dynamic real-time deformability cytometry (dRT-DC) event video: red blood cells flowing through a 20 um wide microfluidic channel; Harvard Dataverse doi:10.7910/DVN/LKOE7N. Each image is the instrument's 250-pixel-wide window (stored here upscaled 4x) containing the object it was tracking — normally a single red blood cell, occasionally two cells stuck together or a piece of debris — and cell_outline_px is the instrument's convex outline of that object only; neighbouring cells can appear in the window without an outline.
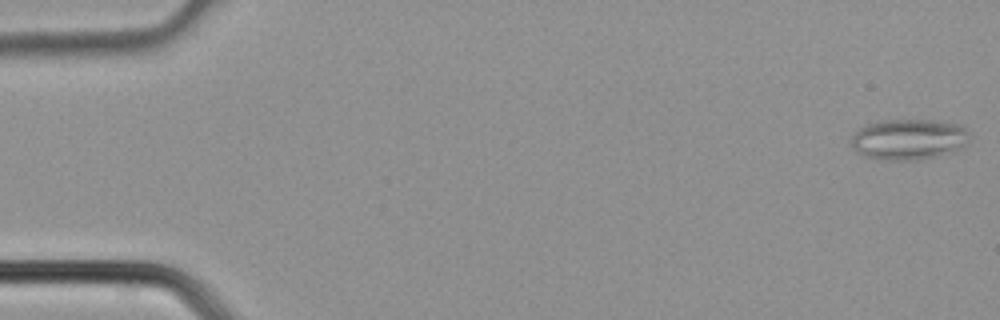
{"species": "common noctule bat (a hibernating species)", "species_latin": "Nyctalus noctula", "temperature_condition": "cold", "stored_images_in_passage": 3, "camera_frame_rate_fps": 3000, "um_per_image_px": 0.085, "animal": {"sex": "male", "body_mass_g": 21.5, "forearm_length_mm": 52.0}, "frame": {"image": 1, "passage_image": 1, "time_ms": 0.0, "image_size_px": [1000, 320], "cell_outline_px": [[972, 136], [968, 144], [964, 148], [952, 152], [936, 156], [916, 160], [880, 160], [864, 156], [856, 152], [852, 148], [848, 140], [864, 124], [880, 120], [932, 120], [964, 124], [972, 132]], "centroid_in_image_um": [77.3, 11.83], "position_along_channel_um": 7.7, "area_um2": 29.13}}